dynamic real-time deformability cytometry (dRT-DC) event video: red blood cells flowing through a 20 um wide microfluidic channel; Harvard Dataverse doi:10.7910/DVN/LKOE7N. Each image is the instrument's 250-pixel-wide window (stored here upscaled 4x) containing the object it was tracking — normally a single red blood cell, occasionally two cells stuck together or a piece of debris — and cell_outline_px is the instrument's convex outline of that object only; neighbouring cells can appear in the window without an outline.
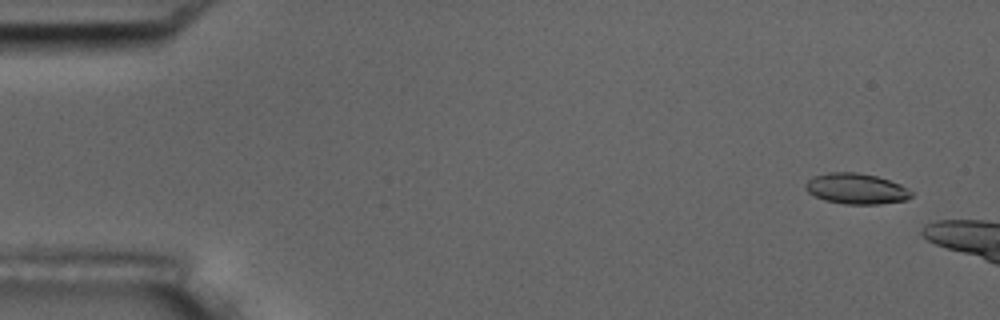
{"species": "common noctule bat (a hibernating species)", "species_latin": "Nyctalus noctula", "temperature_condition": "room temperature", "stored_images_in_passage": 4, "camera_frame_rate_fps": 3000, "um_per_image_px": 0.085, "animal": {"sex": "male", "body_mass_g": 17.5, "forearm_length_mm": 52.3}, "frame": {"image": 1, "passage_image": 1, "time_ms": 0.0, "image_size_px": [1000, 320], "cell_outline_px": [[912, 196], [904, 200], [880, 204], [844, 204], [824, 200], [808, 192], [804, 188], [804, 184], [812, 176], [828, 172], [856, 172], [876, 176], [900, 184], [908, 188], [912, 192]], "centroid_in_image_um": [72.75, 16.03], "position_along_channel_um": 12.3, "area_um2": 18.96}}